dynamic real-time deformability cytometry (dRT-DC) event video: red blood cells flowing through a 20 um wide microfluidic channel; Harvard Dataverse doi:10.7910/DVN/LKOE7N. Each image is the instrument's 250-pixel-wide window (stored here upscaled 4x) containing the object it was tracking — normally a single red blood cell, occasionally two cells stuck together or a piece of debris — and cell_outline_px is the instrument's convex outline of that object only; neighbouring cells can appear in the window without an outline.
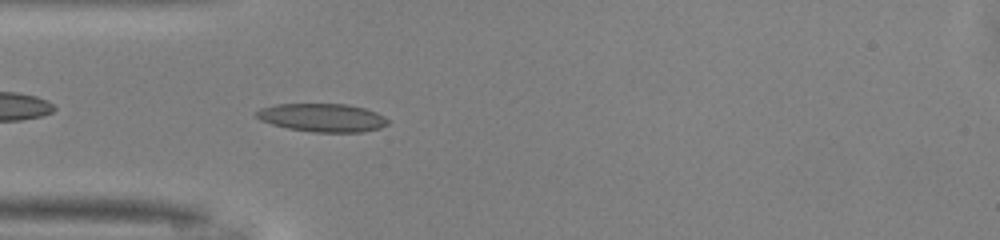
{"species": "common noctule bat (a hibernating species)", "species_latin": "Nyctalus noctula", "temperature_condition": "warm", "stored_images_in_passage": 34, "camera_frame_rate_fps": 3000, "um_per_image_px": 0.085, "animal": {"sex": "male", "body_mass_g": 13.0, "forearm_length_mm": 53.1}, "frame": {"image": 1, "passage_image": 2, "time_ms": 0.333, "image_size_px": [1000, 240], "cell_outline_px": [[388, 124], [380, 128], [364, 132], [312, 132], [288, 128], [272, 124], [260, 120], [252, 112], [260, 108], [276, 104], [348, 104], [364, 108], [376, 112], [384, 116], [388, 120]], "centroid_in_image_um": [27.38, 10.0], "position_along_channel_um": 57.6, "area_um2": 21.79}}
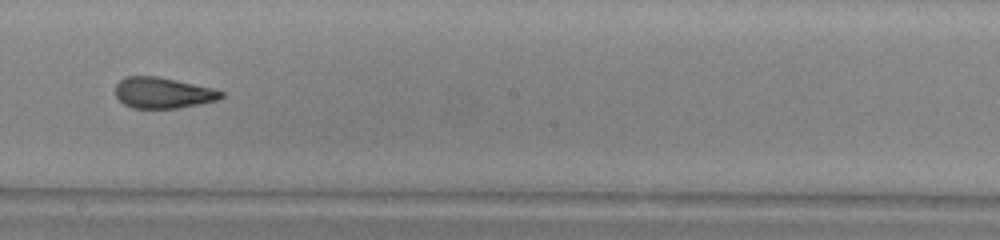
{"frame": {"image": 2, "passage_image": 15, "time_ms": 4.667, "image_size_px": [1000, 240], "cell_outline_px": [[224, 96], [216, 100], [200, 104], [180, 108], [132, 108], [124, 104], [116, 96], [116, 84], [124, 76], [156, 76], [176, 80], [212, 88], [224, 92]], "centroid_in_image_um": [13.84, 7.89], "position_along_channel_um": 234.4, "area_um2": 19.02}}
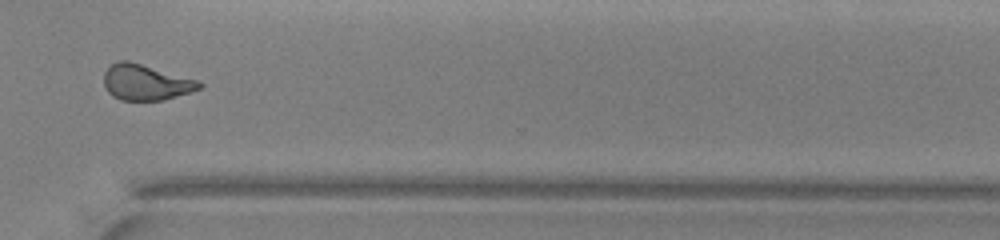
{"frame": {"image": 3, "passage_image": 24, "time_ms": 7.667, "image_size_px": [1000, 240], "cell_outline_px": [[204, 84], [200, 88], [164, 100], [120, 100], [112, 96], [104, 88], [104, 72], [116, 60], [128, 60], [200, 80]], "centroid_in_image_um": [12.38, 6.99], "position_along_channel_um": 358.2, "area_um2": 20.0}, "authors_computed_cell_mechanics": {"area_um2": 19.8832, "velocity_mm_per_s": 4.1239, "shape_relaxation_time_tau1_ms": null, "shape_relaxation_time_tau2_ms": 1.8759, "deformation_change_tau1": null, "deformation_change_tau2": 0.0975}}